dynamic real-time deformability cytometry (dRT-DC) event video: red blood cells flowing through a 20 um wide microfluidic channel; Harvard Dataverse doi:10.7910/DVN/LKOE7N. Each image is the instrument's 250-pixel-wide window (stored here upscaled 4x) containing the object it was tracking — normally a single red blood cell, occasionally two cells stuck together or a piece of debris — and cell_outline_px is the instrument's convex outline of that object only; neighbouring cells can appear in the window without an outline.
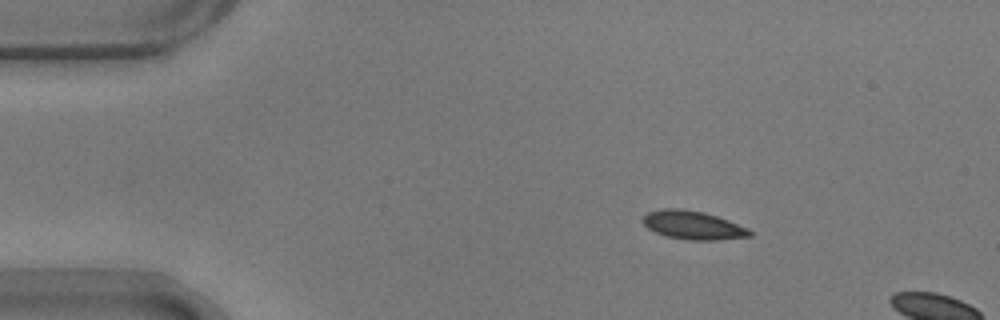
{"species": "common noctule bat (a hibernating species)", "species_latin": "Nyctalus noctula", "temperature_condition": "warm", "stored_images_in_passage": 5, "camera_frame_rate_fps": 3000, "um_per_image_px": 0.085, "animal": {"sex": "male", "body_mass_g": 17.9}, "frame": {"image": 1, "passage_image": 1, "time_ms": 0.0, "image_size_px": [1000, 320], "cell_outline_px": [[752, 236], [716, 240], [688, 240], [668, 236], [656, 232], [648, 228], [644, 224], [644, 216], [648, 212], [664, 208], [680, 208], [704, 212], [728, 220], [748, 228], [752, 232]], "centroid_in_image_um": [58.93, 19.14], "position_along_channel_um": 26.1, "area_um2": 17.57}}